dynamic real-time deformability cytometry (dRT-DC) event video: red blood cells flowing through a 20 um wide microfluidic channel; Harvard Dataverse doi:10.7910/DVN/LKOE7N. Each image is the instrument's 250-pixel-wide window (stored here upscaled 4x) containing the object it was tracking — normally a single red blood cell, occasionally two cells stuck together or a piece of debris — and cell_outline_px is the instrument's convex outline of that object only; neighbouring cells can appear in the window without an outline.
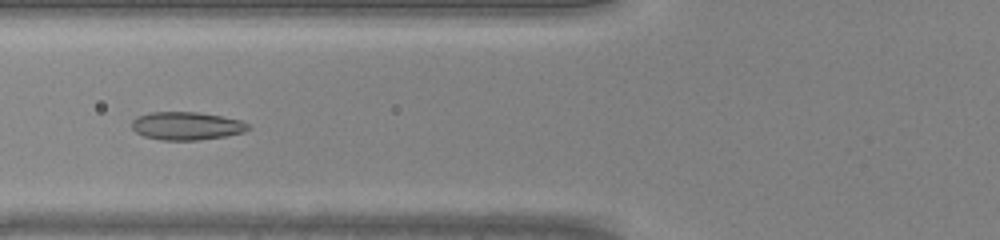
{"species": "common noctule bat (a hibernating species)", "species_latin": "Nyctalus noctula", "temperature_condition": "warm", "stored_images_in_passage": 32, "camera_frame_rate_fps": 3000, "um_per_image_px": 0.085, "animal": {"sex": "male", "body_mass_g": 20.0, "forearm_length_mm": 53.3}, "frame": {"image": 1, "passage_image": 5, "time_ms": 1.333, "image_size_px": [1000, 240], "cell_outline_px": [[252, 128], [244, 132], [224, 136], [200, 140], [160, 140], [144, 136], [136, 132], [132, 128], [132, 120], [136, 116], [148, 112], [196, 112], [220, 116], [240, 120], [248, 124]], "centroid_in_image_um": [15.84, 10.7], "position_along_channel_um": 110.0, "area_um2": 19.07}}
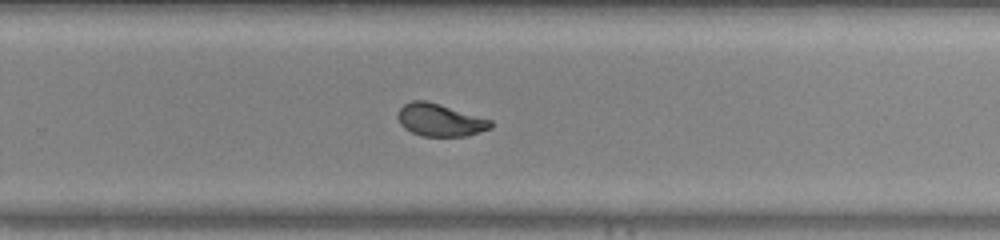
{"frame": {"image": 2, "passage_image": 17, "time_ms": 5.333, "image_size_px": [1000, 240], "cell_outline_px": [[492, 128], [464, 136], [420, 136], [404, 128], [400, 124], [396, 116], [396, 112], [404, 104], [412, 100], [424, 100], [440, 104], [492, 120]], "centroid_in_image_um": [37.36, 10.2], "position_along_channel_um": 292.4, "area_um2": 17.63}}
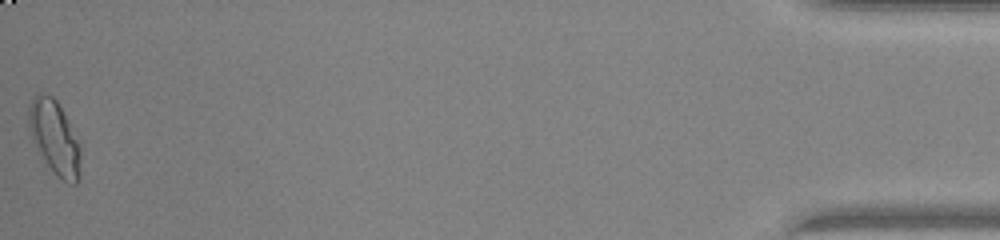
{"frame": {"image": 3, "passage_image": 32, "time_ms": 10.333, "image_size_px": [1000, 240], "cell_outline_px": [[80, 180], [76, 184], [68, 184], [56, 176], [36, 152], [28, 132], [28, 104], [36, 92], [40, 92], [52, 96], [56, 100], [80, 148]], "centroid_in_image_um": [4.57, 11.74], "position_along_channel_um": 430.6, "area_um2": 22.6}}